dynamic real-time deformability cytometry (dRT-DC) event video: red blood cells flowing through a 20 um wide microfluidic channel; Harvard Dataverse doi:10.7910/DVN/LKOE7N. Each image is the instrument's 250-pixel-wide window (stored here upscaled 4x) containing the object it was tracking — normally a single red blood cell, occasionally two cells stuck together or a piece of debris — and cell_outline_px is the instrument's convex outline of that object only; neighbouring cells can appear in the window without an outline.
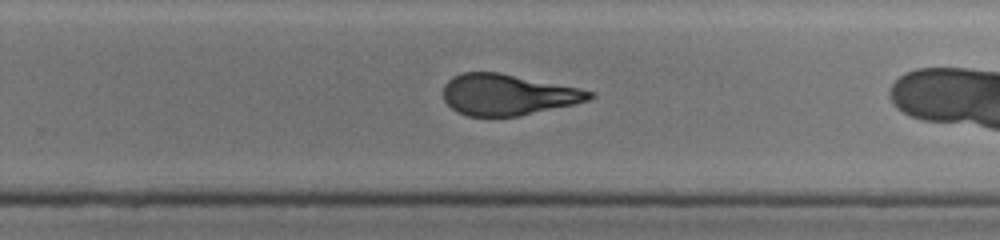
{"species": "human", "species_latin": "Homo sapiens", "temperature_condition": "cold", "stored_images_in_passage": 24, "camera_frame_rate_fps": 3000, "um_per_image_px": 0.085, "donor": {"sex": "male"}, "frame": {"image": 1, "passage_image": 16, "time_ms": 5.0, "image_size_px": [1000, 240], "cell_outline_px": [[596, 96], [588, 100], [572, 104], [520, 116], [468, 116], [456, 112], [444, 100], [444, 84], [452, 76], [464, 72], [500, 72], [580, 88], [596, 92]], "centroid_in_image_um": [43.16, 8.04], "position_along_channel_um": 286.6, "area_um2": 35.03}}
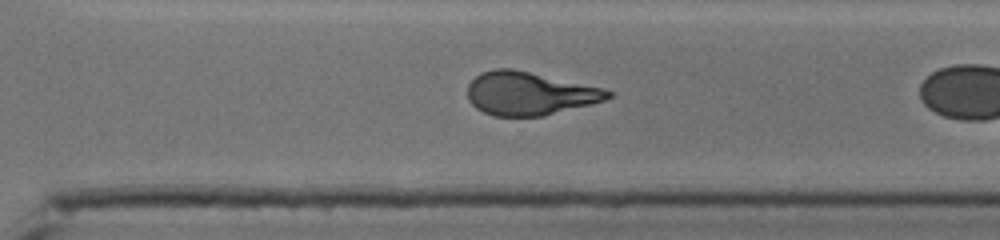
{"frame": {"image": 2, "passage_image": 19, "time_ms": 6.0, "image_size_px": [1000, 240], "cell_outline_px": [[616, 92], [612, 96], [604, 100], [592, 104], [544, 116], [492, 116], [476, 108], [468, 100], [468, 84], [480, 72], [496, 68], [512, 68], [604, 88]], "centroid_in_image_um": [45.01, 7.95], "position_along_channel_um": 325.6, "area_um2": 35.55}}
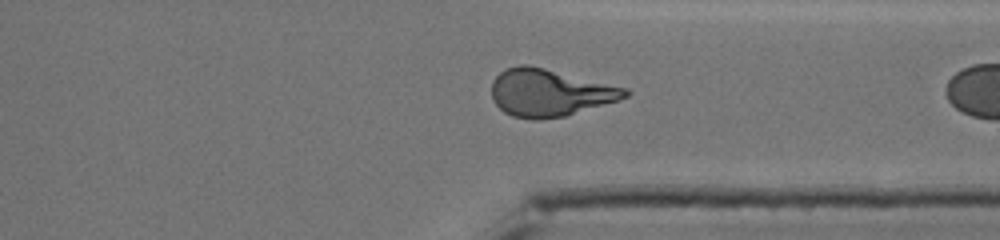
{"frame": {"image": 3, "passage_image": 22, "time_ms": 7.0, "image_size_px": [1000, 240], "cell_outline_px": [[632, 92], [628, 96], [620, 100], [564, 116], [536, 120], [532, 120], [512, 116], [504, 112], [492, 100], [492, 80], [504, 68], [520, 64], [528, 64], [628, 88]], "centroid_in_image_um": [46.72, 7.87], "position_along_channel_um": 364.7, "area_um2": 36.99}}